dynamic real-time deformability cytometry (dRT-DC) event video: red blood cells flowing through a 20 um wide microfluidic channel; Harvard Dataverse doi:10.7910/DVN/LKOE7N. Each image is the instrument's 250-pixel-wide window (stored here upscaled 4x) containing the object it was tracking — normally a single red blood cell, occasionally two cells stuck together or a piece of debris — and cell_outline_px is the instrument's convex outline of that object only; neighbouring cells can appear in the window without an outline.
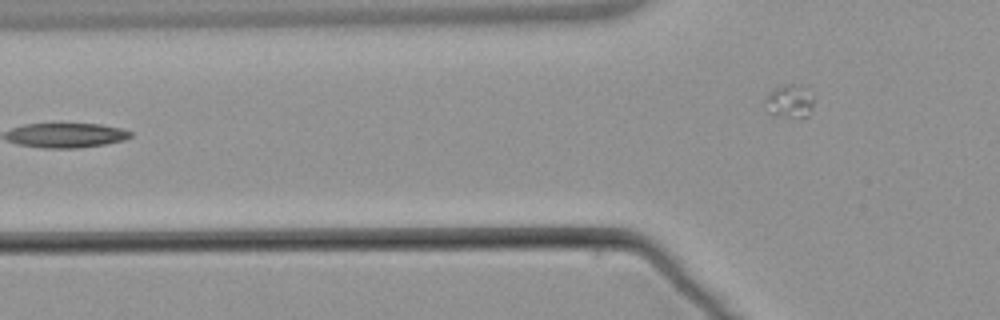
{"species": "common noctule bat (a hibernating species)", "species_latin": "Nyctalus noctula", "temperature_condition": "warm", "stored_images_in_passage": 3, "camera_frame_rate_fps": 3000, "um_per_image_px": 0.085, "animal": {"sex": "male", "body_mass_g": 21.5, "forearm_length_mm": 52.0}, "frame": {"image": 1, "passage_image": 3, "time_ms": 2.333, "image_size_px": [1000, 320], "cell_outline_px": [[812, 108], [808, 116], [792, 120], [772, 116], [768, 112], [764, 100], [772, 88], [784, 84], [804, 84], [808, 88], [812, 96]], "centroid_in_image_um": [67.1, 8.63], "position_along_channel_um": 58.7, "area_um2": 10.12}}